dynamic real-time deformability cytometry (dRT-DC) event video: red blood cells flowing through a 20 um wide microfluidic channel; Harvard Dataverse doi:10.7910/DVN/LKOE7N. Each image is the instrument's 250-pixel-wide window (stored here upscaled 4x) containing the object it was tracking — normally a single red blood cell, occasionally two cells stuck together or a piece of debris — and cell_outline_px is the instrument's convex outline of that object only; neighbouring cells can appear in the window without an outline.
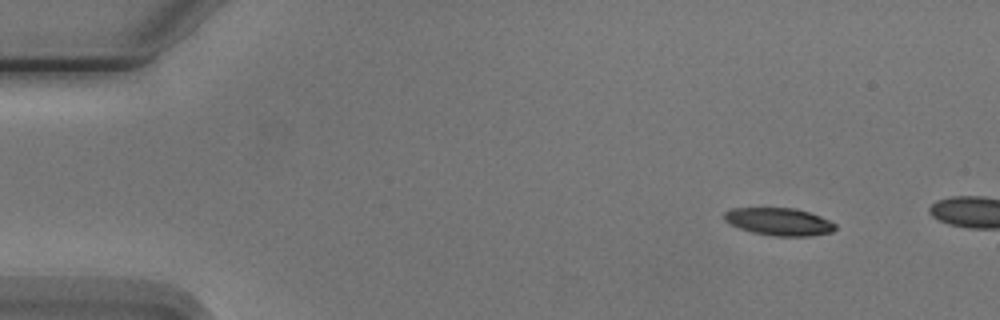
{"species": "Egyptian fruit bat (a non-hibernating species)", "species_latin": "Rousettus aegyptiacus", "temperature_condition": "cold", "stored_images_in_passage": 3, "camera_frame_rate_fps": 3000, "um_per_image_px": 0.085, "animal": {"sex": "male"}, "frame": {"image": 1, "passage_image": 1, "time_ms": 0.0, "image_size_px": [1000, 320], "cell_outline_px": [[836, 228], [832, 232], [812, 236], [776, 236], [752, 232], [740, 228], [724, 220], [724, 212], [732, 208], [796, 208], [820, 216], [836, 224]], "centroid_in_image_um": [66.24, 18.84], "position_along_channel_um": 18.8, "area_um2": 17.74}}